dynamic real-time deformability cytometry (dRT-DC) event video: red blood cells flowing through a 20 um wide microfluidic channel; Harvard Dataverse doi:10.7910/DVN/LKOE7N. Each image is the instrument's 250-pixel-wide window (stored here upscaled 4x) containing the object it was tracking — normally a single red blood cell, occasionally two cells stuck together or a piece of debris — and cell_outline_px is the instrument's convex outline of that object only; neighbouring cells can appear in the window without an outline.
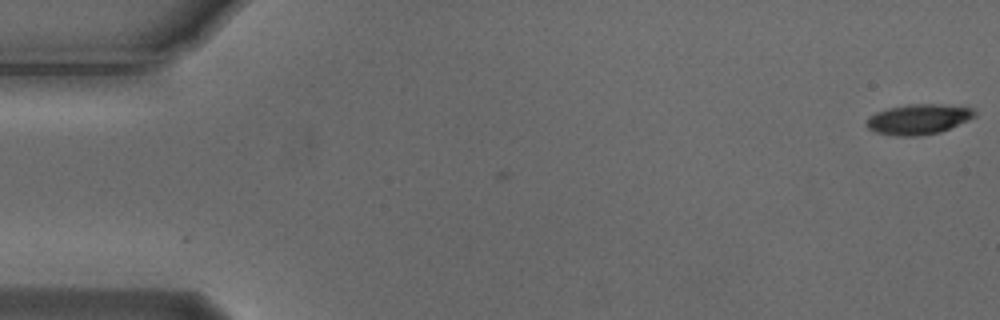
{"species": "Egyptian fruit bat (a non-hibernating species)", "species_latin": "Rousettus aegyptiacus", "temperature_condition": "cold", "stored_images_in_passage": 3, "camera_frame_rate_fps": 3000, "um_per_image_px": 0.085, "animal": {"sex": "male"}, "frame": {"image": 1, "passage_image": 3, "time_ms": 0.667, "image_size_px": [1000, 320], "cell_outline_px": [[976, 116], [968, 120], [940, 132], [916, 136], [896, 136], [876, 132], [868, 128], [864, 124], [868, 116], [876, 112], [888, 108], [908, 104], [940, 104], [972, 108], [976, 112]], "centroid_in_image_um": [78.03, 10.13], "position_along_channel_um": 7.0, "area_um2": 19.07}}